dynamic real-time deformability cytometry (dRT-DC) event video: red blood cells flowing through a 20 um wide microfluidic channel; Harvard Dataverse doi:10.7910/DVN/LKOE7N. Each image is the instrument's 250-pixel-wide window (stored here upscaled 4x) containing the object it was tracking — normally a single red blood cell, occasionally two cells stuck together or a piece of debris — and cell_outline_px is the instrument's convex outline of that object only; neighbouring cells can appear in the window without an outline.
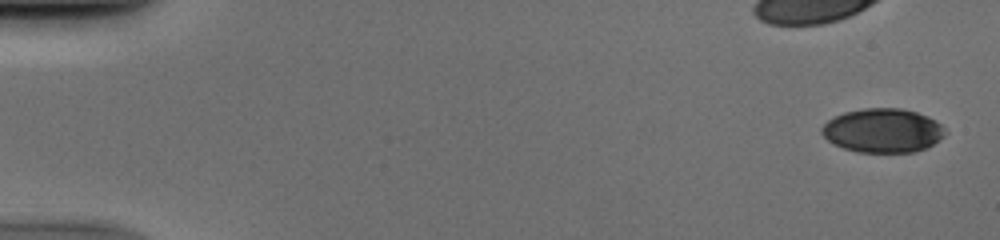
{"species": "human", "species_latin": "Homo sapiens", "temperature_condition": "cold", "stored_images_in_passage": 52, "camera_frame_rate_fps": 3000, "um_per_image_px": 0.085, "donor": {"sex": "male"}, "frame": {"image": 1, "passage_image": 2, "time_ms": 0.333, "image_size_px": [1000, 240], "cell_outline_px": [[948, 132], [944, 136], [928, 148], [916, 152], [856, 152], [844, 148], [828, 140], [820, 132], [820, 128], [832, 116], [844, 112], [864, 108], [900, 108], [916, 112], [928, 116], [940, 124]], "centroid_in_image_um": [75.04, 11.09], "position_along_channel_um": 10.0, "area_um2": 31.85}}
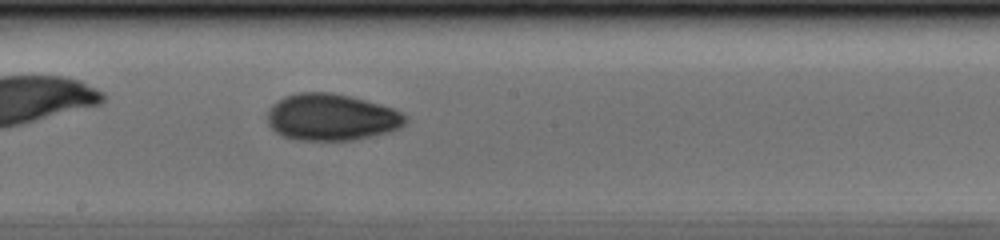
{"frame": {"image": 2, "passage_image": 30, "time_ms": 9.667, "image_size_px": [1000, 240], "cell_outline_px": [[408, 120], [400, 128], [388, 132], [352, 140], [296, 140], [284, 136], [276, 132], [268, 124], [268, 112], [272, 104], [284, 96], [300, 92], [332, 92], [380, 104], [392, 108], [408, 116]], "centroid_in_image_um": [28.17, 9.96], "position_along_channel_um": 220.0, "area_um2": 37.51}}
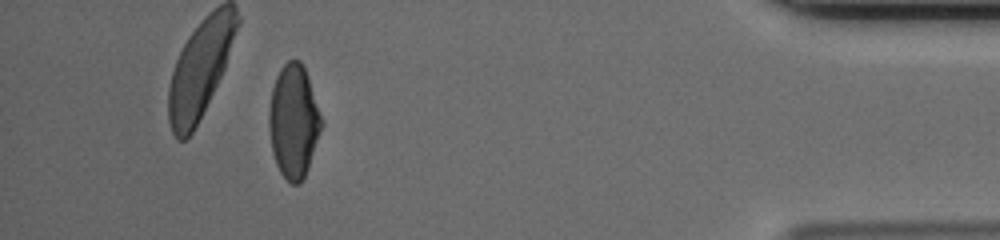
{"frame": {"image": 3, "passage_image": 48, "time_ms": 15.667, "image_size_px": [1000, 240], "cell_outline_px": [[324, 124], [308, 168], [300, 184], [292, 184], [280, 172], [276, 164], [272, 152], [268, 128], [268, 112], [272, 88], [276, 76], [280, 68], [288, 60], [300, 60], [304, 68], [324, 120]], "centroid_in_image_um": [24.96, 10.31], "position_along_channel_um": 410.2, "area_um2": 34.91}}